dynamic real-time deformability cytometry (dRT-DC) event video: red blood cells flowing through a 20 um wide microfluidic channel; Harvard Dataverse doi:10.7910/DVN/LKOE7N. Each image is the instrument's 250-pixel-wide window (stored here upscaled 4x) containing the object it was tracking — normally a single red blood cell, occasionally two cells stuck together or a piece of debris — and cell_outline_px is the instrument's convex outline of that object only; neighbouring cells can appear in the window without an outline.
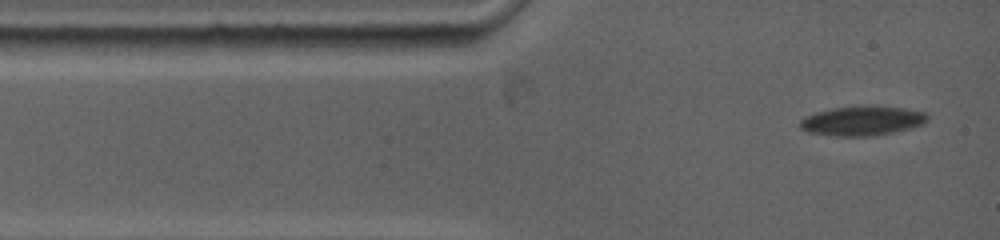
{"species": "common noctule bat (a hibernating species)", "species_latin": "Nyctalus noctula", "temperature_condition": "warm", "stored_images_in_passage": 33, "camera_frame_rate_fps": 5000, "um_per_image_px": 0.085, "animal": {"sex": "female", "body_mass_g": 19.0, "forearm_length_mm": 53.3}, "frame": {"image": 1, "passage_image": 1, "time_ms": 0.0, "image_size_px": [1000, 240], "cell_outline_px": [[928, 120], [924, 124], [912, 128], [872, 136], [836, 136], [808, 132], [800, 128], [800, 120], [804, 116], [816, 112], [832, 108], [868, 104], [904, 108], [924, 112], [928, 116]], "centroid_in_image_um": [73.29, 10.25], "position_along_channel_um": 11.7, "area_um2": 22.25}}
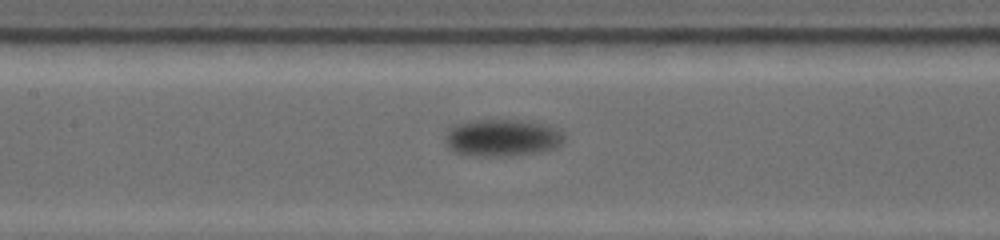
{"frame": {"image": 2, "passage_image": 14, "time_ms": 5.4, "image_size_px": [1000, 240], "cell_outline_px": [[568, 136], [564, 144], [556, 148], [544, 152], [516, 156], [472, 156], [452, 152], [448, 148], [444, 140], [448, 128], [456, 124], [468, 120], [524, 120], [544, 124], [560, 128]], "centroid_in_image_um": [42.76, 11.72], "position_along_channel_um": 164.6, "area_um2": 26.88}}
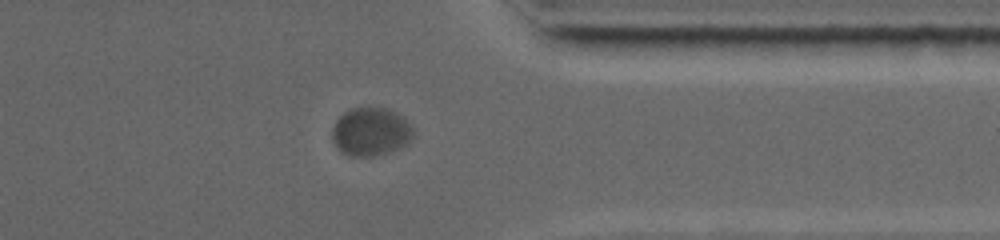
{"frame": {"image": 3, "passage_image": 28, "time_ms": 11.8, "image_size_px": [1000, 240], "cell_outline_px": [[416, 136], [408, 144], [400, 148], [388, 152], [372, 156], [348, 156], [340, 152], [332, 140], [332, 128], [336, 120], [344, 112], [352, 108], [388, 108], [404, 116], [412, 128]], "centroid_in_image_um": [31.54, 11.2], "position_along_channel_um": 379.9, "area_um2": 23.18}}